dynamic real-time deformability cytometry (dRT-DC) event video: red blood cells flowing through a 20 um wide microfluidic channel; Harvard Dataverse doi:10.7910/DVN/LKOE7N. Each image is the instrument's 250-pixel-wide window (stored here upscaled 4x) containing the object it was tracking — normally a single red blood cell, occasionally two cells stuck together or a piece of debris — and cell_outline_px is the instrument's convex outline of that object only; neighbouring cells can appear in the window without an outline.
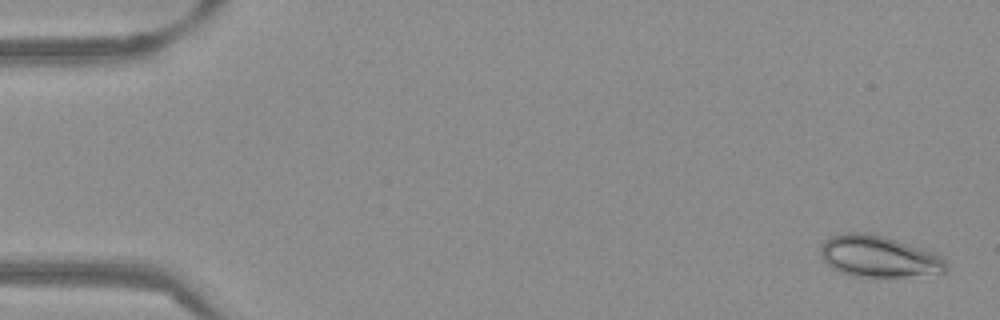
{"species": "Egyptian fruit bat (a non-hibernating species)", "species_latin": "Rousettus aegyptiacus", "temperature_condition": "warm", "stored_images_in_passage": 52, "camera_frame_rate_fps": 3000, "um_per_image_px": 0.085, "frame": {"image": 1, "passage_image": 1, "time_ms": 0.0, "image_size_px": [1000, 320], "cell_outline_px": [[948, 268], [944, 272], [904, 276], [856, 276], [840, 272], [832, 268], [820, 256], [820, 244], [828, 236], [848, 232], [864, 232], [896, 240], [932, 252], [940, 256], [948, 264]], "centroid_in_image_um": [74.62, 21.78], "position_along_channel_um": 10.4, "area_um2": 29.94}}
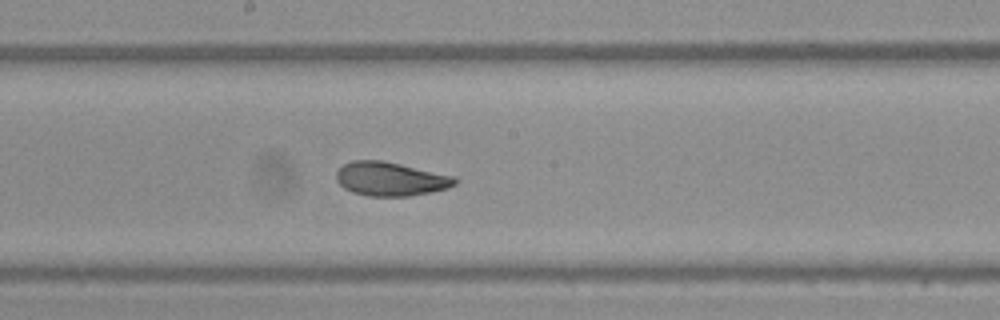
{"frame": {"image": 2, "passage_image": 28, "time_ms": 9.0, "image_size_px": [1000, 320], "cell_outline_px": [[460, 180], [456, 184], [448, 188], [432, 192], [408, 196], [368, 196], [352, 192], [344, 188], [336, 180], [336, 172], [344, 164], [352, 160], [384, 160], [456, 176]], "centroid_in_image_um": [33.23, 15.2], "position_along_channel_um": 215.0, "area_um2": 23.7}}
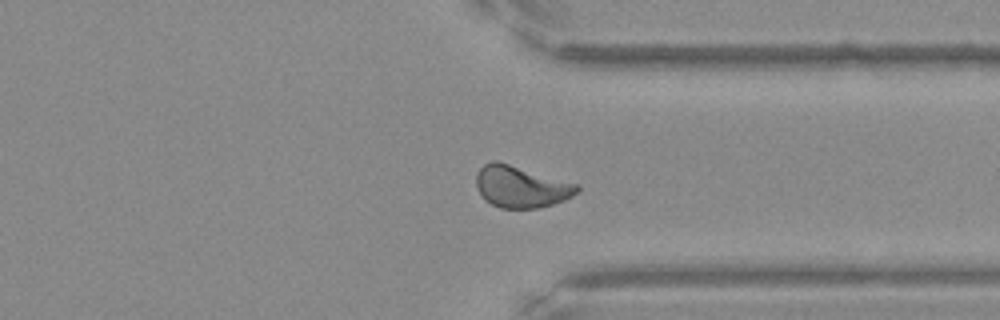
{"frame": {"image": 3, "passage_image": 40, "time_ms": 13.0, "image_size_px": [1000, 320], "cell_outline_px": [[580, 192], [564, 200], [552, 204], [536, 208], [500, 208], [484, 200], [476, 184], [476, 172], [484, 164], [492, 160], [496, 160], [580, 184]], "centroid_in_image_um": [44.3, 15.86], "position_along_channel_um": 367.1, "area_um2": 24.68}, "authors_computed_cell_mechanics": {"area_um2": 23.987, "velocity_mm_per_s": 3.8202, "shape_relaxation_time_tau1_ms": 3.7841, "shape_relaxation_time_tau2_ms": 0.8852, "deformation_change_tau1": 0.1361, "deformation_change_tau2": 0.0548}}